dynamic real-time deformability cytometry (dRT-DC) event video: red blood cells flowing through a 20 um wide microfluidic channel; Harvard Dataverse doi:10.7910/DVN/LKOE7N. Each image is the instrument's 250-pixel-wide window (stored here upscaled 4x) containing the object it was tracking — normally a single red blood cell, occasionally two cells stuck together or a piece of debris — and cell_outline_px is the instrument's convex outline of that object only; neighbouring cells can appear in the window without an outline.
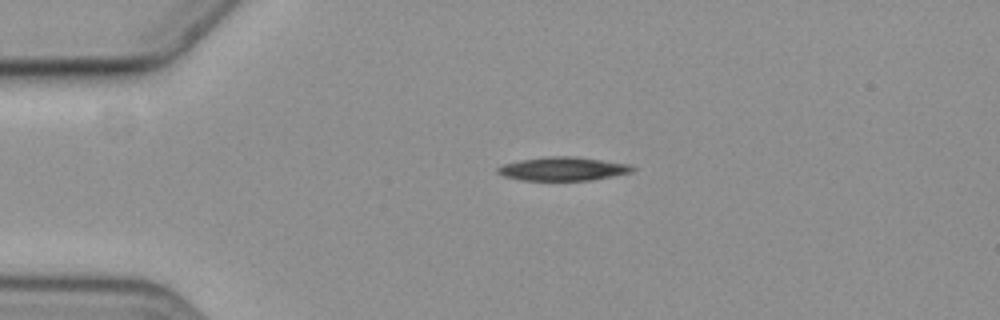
{"species": "common noctule bat (a hibernating species)", "species_latin": "Nyctalus noctula", "temperature_condition": "cold", "stored_images_in_passage": 2, "camera_frame_rate_fps": 3000, "um_per_image_px": 0.085, "animal": {"sex": "female", "body_mass_g": 19.3, "forearm_length_mm": 54.1}, "frame": {"image": 1, "passage_image": 1, "time_ms": 0.0, "image_size_px": [1000, 320], "cell_outline_px": [[636, 168], [632, 172], [592, 180], [520, 180], [504, 176], [496, 172], [496, 168], [500, 164], [520, 160], [548, 156], [576, 156], [632, 164]], "centroid_in_image_um": [47.85, 14.34], "position_along_channel_um": 37.1, "area_um2": 18.79}}